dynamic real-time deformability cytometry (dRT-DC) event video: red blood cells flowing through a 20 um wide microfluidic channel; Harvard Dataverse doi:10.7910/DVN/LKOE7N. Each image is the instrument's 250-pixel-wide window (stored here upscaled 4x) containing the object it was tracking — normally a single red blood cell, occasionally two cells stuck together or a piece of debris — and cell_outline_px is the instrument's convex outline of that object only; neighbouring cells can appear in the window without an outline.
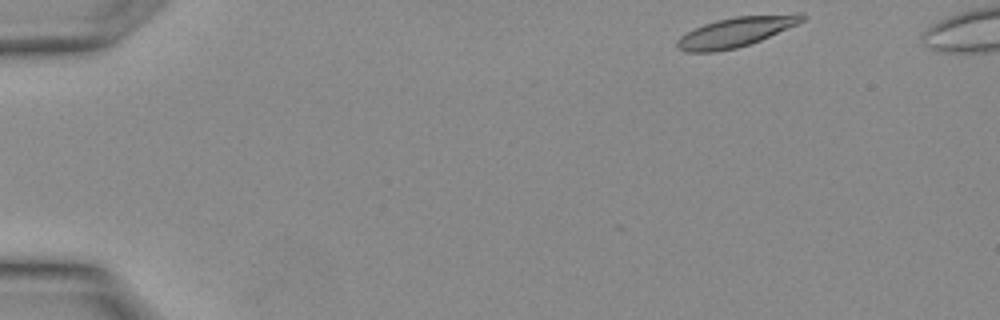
{"species": "Egyptian fruit bat (a non-hibernating species)", "species_latin": "Rousettus aegyptiacus", "temperature_condition": "warm", "stored_images_in_passage": 12, "camera_frame_rate_fps": 3000, "um_per_image_px": 0.085, "animal": {"sex": "female"}, "frame": {"image": 1, "passage_image": 1, "time_ms": 0.0, "image_size_px": [1000, 320], "cell_outline_px": [[804, 20], [796, 24], [760, 40], [736, 48], [716, 52], [688, 52], [676, 48], [676, 40], [680, 36], [704, 24], [716, 20], [736, 16], [800, 12], [804, 12]], "centroid_in_image_um": [62.54, 2.7], "position_along_channel_um": 22.5, "area_um2": 21.68}}
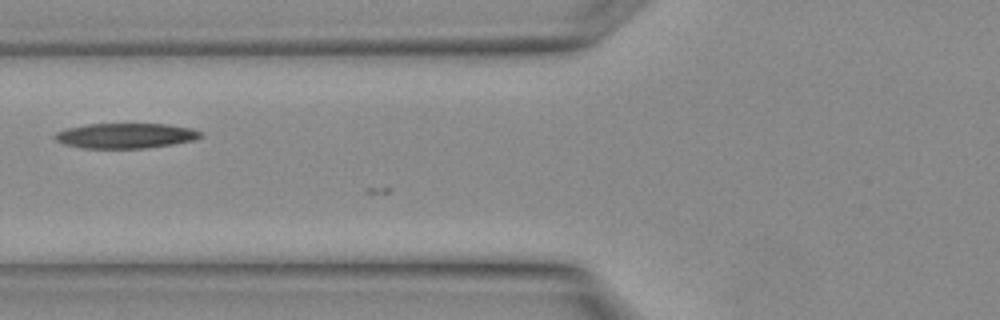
{"frame": {"image": 2, "passage_image": 10, "time_ms": 3.0, "image_size_px": [1000, 320], "cell_outline_px": [[204, 136], [196, 140], [172, 144], [144, 148], [80, 148], [64, 144], [56, 140], [52, 136], [56, 132], [68, 128], [88, 124], [168, 124], [192, 128], [200, 132]], "centroid_in_image_um": [10.68, 11.53], "position_along_channel_um": 115.1, "area_um2": 21.39}}